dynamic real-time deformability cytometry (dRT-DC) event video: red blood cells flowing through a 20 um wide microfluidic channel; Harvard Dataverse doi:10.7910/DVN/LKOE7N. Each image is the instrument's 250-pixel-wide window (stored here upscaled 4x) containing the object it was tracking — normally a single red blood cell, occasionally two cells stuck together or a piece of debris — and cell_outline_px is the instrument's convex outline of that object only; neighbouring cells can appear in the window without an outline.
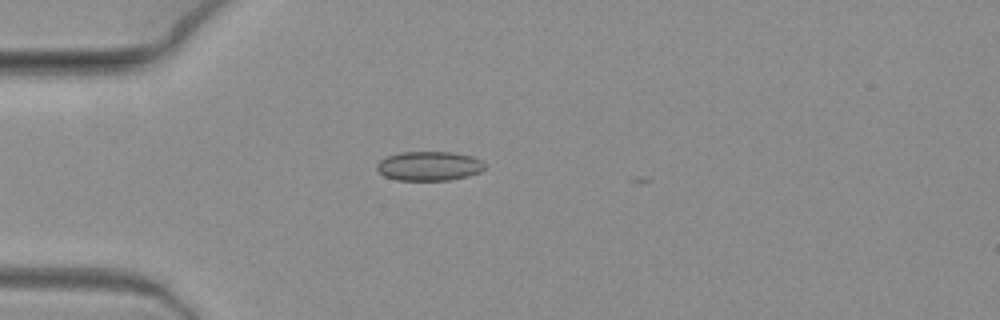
{"species": "common noctule bat (a hibernating species)", "species_latin": "Nyctalus noctula", "temperature_condition": "warm", "stored_images_in_passage": 3, "camera_frame_rate_fps": 3000, "um_per_image_px": 0.085, "animal": {"sex": "female", "body_mass_g": 19.3, "forearm_length_mm": 54.1}, "frame": {"image": 1, "passage_image": 1, "time_ms": 0.0, "image_size_px": [1000, 320], "cell_outline_px": [[484, 168], [480, 172], [468, 176], [448, 180], [396, 180], [384, 176], [376, 168], [376, 164], [380, 160], [388, 156], [400, 152], [452, 152], [472, 156], [480, 160], [484, 164]], "centroid_in_image_um": [36.46, 14.11], "position_along_channel_um": 48.5, "area_um2": 18.38}}
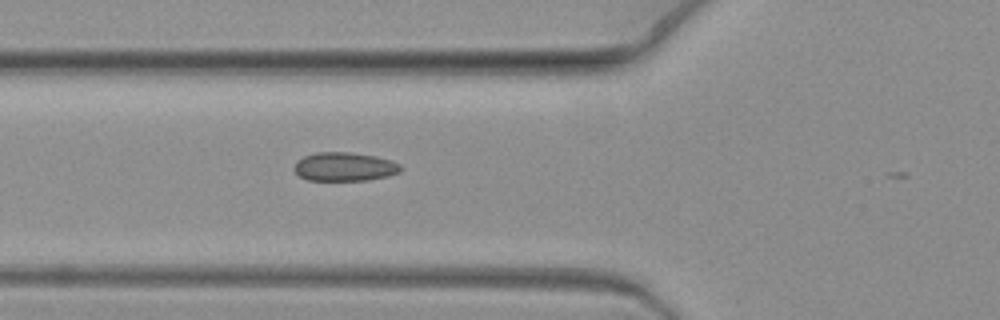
{"frame": {"image": 2, "passage_image": 3, "time_ms": 0.667, "image_size_px": [1000, 320], "cell_outline_px": [[400, 172], [388, 176], [368, 180], [308, 180], [300, 176], [292, 168], [296, 160], [304, 156], [316, 152], [348, 152], [376, 156], [400, 164]], "centroid_in_image_um": [29.24, 14.17], "position_along_channel_um": 96.6, "area_um2": 17.8}}